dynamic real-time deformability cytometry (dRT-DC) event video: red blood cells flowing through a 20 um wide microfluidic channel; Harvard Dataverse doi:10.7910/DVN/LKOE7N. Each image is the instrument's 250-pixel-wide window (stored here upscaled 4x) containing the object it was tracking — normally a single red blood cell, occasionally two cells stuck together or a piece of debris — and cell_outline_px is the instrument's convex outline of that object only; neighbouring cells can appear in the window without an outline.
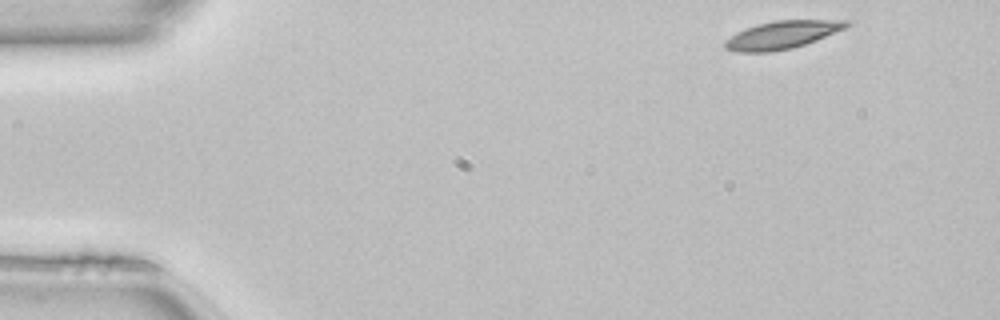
{"species": "common noctule bat (a hibernating species)", "species_latin": "Nyctalus noctula", "temperature_condition": "room temperature", "stored_images_in_passage": 46, "camera_frame_rate_fps": 3000, "um_per_image_px": 0.085, "animal": {"sex": "female", "body_mass_g": 22.7, "forearm_length_mm": 54.2}, "frame": {"image": 1, "passage_image": 1, "time_ms": 0.0, "image_size_px": [1000, 320], "cell_outline_px": [[852, 24], [844, 28], [816, 40], [792, 48], [768, 52], [736, 52], [724, 48], [724, 40], [736, 32], [756, 24], [776, 20], [852, 20]], "centroid_in_image_um": [66.45, 2.96], "position_along_channel_um": 18.6, "area_um2": 19.71}}
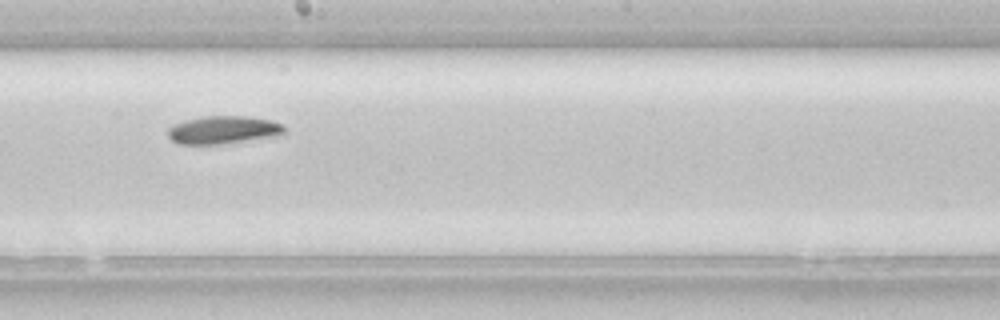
{"frame": {"image": 2, "passage_image": 24, "time_ms": 7.667, "image_size_px": [1000, 320], "cell_outline_px": [[284, 136], [220, 144], [176, 144], [168, 136], [168, 128], [184, 120], [204, 116], [248, 116], [272, 120], [284, 124]], "centroid_in_image_um": [19.04, 11.05], "position_along_channel_um": 229.2, "area_um2": 19.31}}
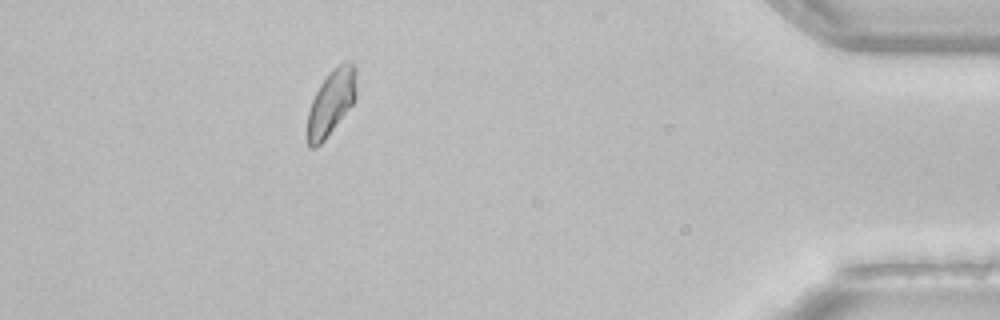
{"frame": {"image": 3, "passage_image": 41, "time_ms": 13.333, "image_size_px": [1000, 320], "cell_outline_px": [[356, 96], [352, 104], [324, 140], [316, 148], [308, 148], [308, 112], [312, 100], [320, 84], [332, 68], [348, 60], [356, 64]], "centroid_in_image_um": [28.16, 8.67], "position_along_channel_um": 407.0, "area_um2": 18.5}, "authors_computed_cell_mechanics": {"area_um2": 19.3341, "velocity_mm_per_s": 4.0792, "shape_relaxation_time_tau1_ms": 5.0516, "shape_relaxation_time_tau2_ms": null, "deformation_change_tau1": 0.1192, "deformation_change_tau2": null}}